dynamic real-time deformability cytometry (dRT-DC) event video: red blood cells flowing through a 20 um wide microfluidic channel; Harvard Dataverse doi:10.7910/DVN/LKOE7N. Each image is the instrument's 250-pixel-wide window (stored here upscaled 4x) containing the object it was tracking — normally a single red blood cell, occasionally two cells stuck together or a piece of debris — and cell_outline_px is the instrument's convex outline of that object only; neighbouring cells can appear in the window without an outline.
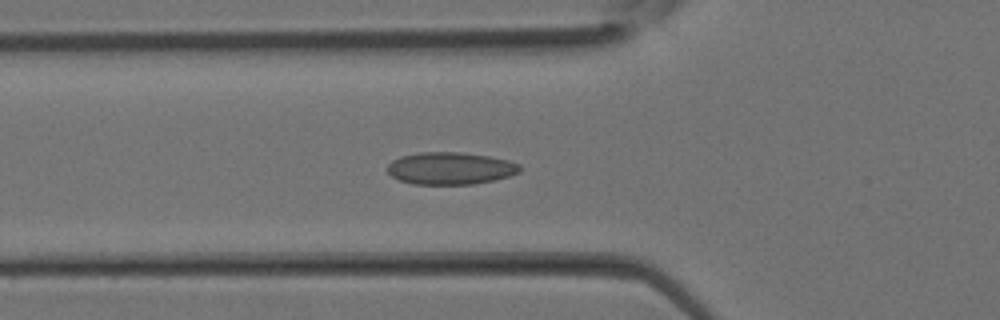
{"species": "Egyptian fruit bat (a non-hibernating species)", "species_latin": "Rousettus aegyptiacus", "temperature_condition": "room temperature", "stored_images_in_passage": 32, "camera_frame_rate_fps": 3000, "um_per_image_px": 0.085, "animal": {"sex": "female"}, "frame": {"image": 1, "passage_image": 10, "time_ms": 3.0, "image_size_px": [1000, 320], "cell_outline_px": [[520, 172], [508, 176], [492, 180], [472, 184], [412, 184], [400, 180], [392, 176], [388, 172], [388, 164], [392, 160], [400, 156], [420, 152], [460, 152], [488, 156], [508, 160], [520, 164]], "centroid_in_image_um": [38.26, 14.3], "position_along_channel_um": 87.5, "area_um2": 24.8}}
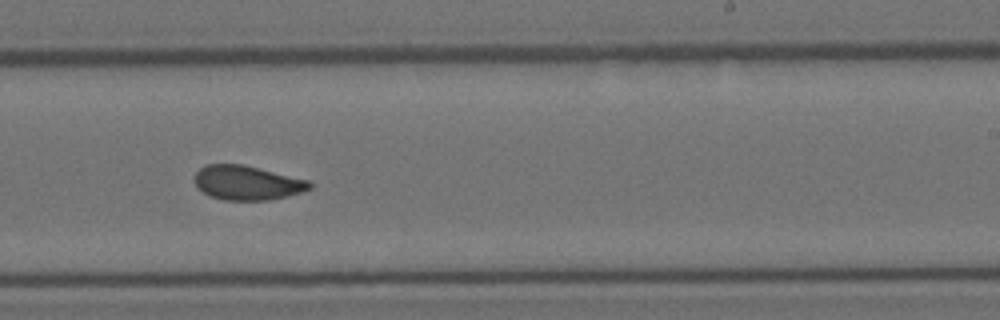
{"frame": {"image": 2, "passage_image": 19, "time_ms": 6.0, "image_size_px": [1000, 320], "cell_outline_px": [[312, 188], [304, 192], [288, 196], [268, 200], [224, 200], [208, 196], [196, 184], [196, 172], [204, 164], [244, 164], [308, 180], [312, 184]], "centroid_in_image_um": [21.03, 15.54], "position_along_channel_um": 268.0, "area_um2": 23.06}}
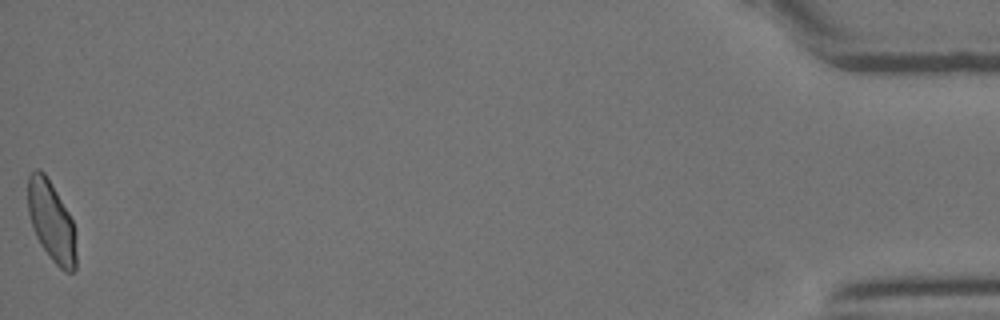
{"frame": {"image": 3, "passage_image": 32, "time_ms": 10.333, "image_size_px": [1000, 320], "cell_outline_px": [[76, 268], [72, 272], [64, 272], [52, 260], [40, 244], [32, 228], [28, 212], [28, 176], [36, 168], [40, 168], [44, 172], [68, 212], [72, 220], [76, 232]], "centroid_in_image_um": [4.38, 18.84], "position_along_channel_um": 430.8, "area_um2": 22.66}}